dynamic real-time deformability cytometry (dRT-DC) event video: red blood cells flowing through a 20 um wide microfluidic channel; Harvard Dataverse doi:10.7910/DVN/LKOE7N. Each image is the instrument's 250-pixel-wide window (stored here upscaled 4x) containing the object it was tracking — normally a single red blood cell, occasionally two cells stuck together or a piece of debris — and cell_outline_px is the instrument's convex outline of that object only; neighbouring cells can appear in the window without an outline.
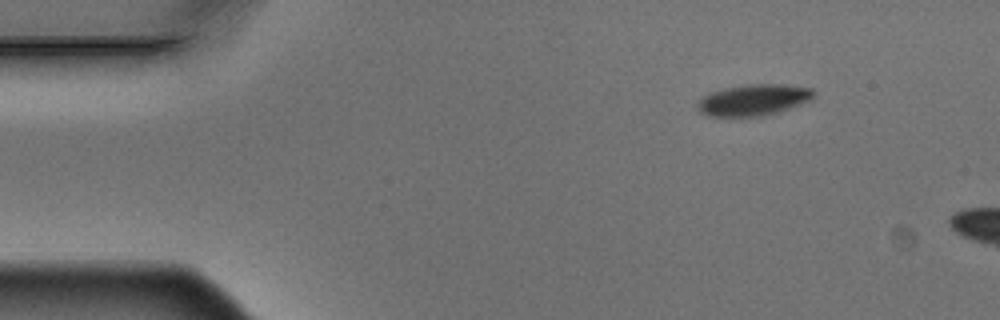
{"species": "Egyptian fruit bat (a non-hibernating species)", "species_latin": "Rousettus aegyptiacus", "temperature_condition": "warm", "stored_images_in_passage": 2, "camera_frame_rate_fps": 3000, "um_per_image_px": 0.085, "animal": {"sex": "male"}, "frame": {"image": 1, "passage_image": 1, "time_ms": 0.0, "image_size_px": [1000, 320], "cell_outline_px": [[816, 92], [808, 100], [788, 108], [776, 112], [760, 116], [708, 116], [700, 112], [696, 108], [696, 100], [708, 92], [724, 88], [748, 84], [784, 84], [812, 88]], "centroid_in_image_um": [63.95, 8.48], "position_along_channel_um": 21.0, "area_um2": 21.15}}